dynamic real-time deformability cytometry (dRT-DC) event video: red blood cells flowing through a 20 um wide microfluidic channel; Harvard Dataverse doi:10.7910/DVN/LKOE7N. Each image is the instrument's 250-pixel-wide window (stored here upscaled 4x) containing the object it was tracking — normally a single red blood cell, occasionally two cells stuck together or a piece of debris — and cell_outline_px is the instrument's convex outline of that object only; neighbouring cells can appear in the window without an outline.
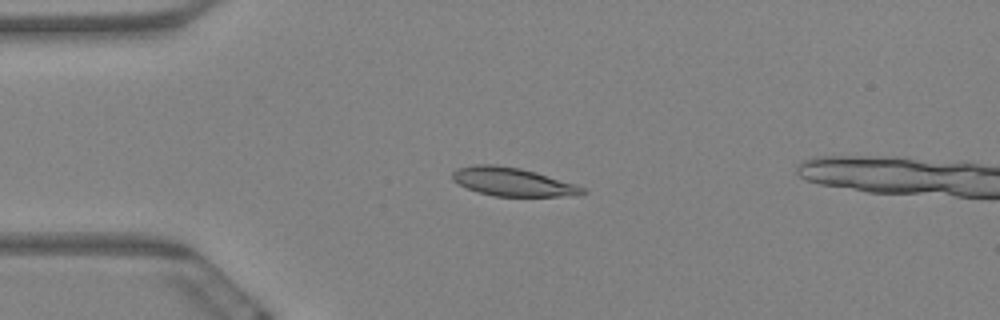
{"species": "Egyptian fruit bat (a non-hibernating species)", "species_latin": "Rousettus aegyptiacus", "temperature_condition": "warm", "stored_images_in_passage": 6, "camera_frame_rate_fps": 3000, "um_per_image_px": 0.085, "animal": {"sex": "female"}, "frame": {"image": 1, "passage_image": 5, "time_ms": 1.333, "image_size_px": [1000, 320], "cell_outline_px": [[588, 192], [580, 196], [492, 196], [476, 192], [452, 180], [452, 172], [456, 168], [476, 164], [496, 164], [520, 168], [536, 172], [576, 184], [584, 188]], "centroid_in_image_um": [43.59, 15.46], "position_along_channel_um": 41.4, "area_um2": 21.79}}